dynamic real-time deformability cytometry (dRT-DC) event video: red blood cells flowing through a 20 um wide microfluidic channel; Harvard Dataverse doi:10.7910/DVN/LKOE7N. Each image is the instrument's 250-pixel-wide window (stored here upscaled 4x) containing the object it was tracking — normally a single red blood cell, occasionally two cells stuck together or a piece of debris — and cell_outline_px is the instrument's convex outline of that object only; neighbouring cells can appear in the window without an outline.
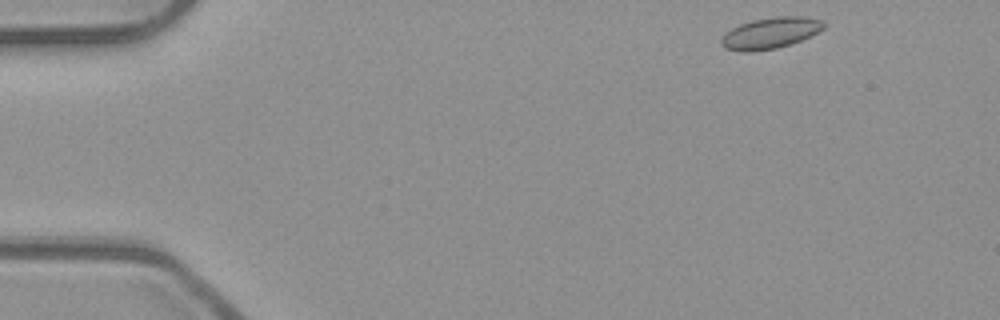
{"species": "common noctule bat (a hibernating species)", "species_latin": "Nyctalus noctula", "temperature_condition": "room temperature", "stored_images_in_passage": 48, "camera_frame_rate_fps": 3000, "um_per_image_px": 0.085, "animal": {"sex": "male", "body_mass_g": 23.1, "forearm_length_mm": 52.7}, "frame": {"image": 1, "passage_image": 1, "time_ms": 0.0, "image_size_px": [1000, 320], "cell_outline_px": [[824, 28], [800, 40], [776, 48], [752, 52], [740, 52], [724, 48], [720, 44], [720, 40], [724, 32], [740, 24], [752, 20], [776, 16], [804, 16], [824, 20]], "centroid_in_image_um": [65.42, 2.8], "position_along_channel_um": 19.6, "area_um2": 18.67}}
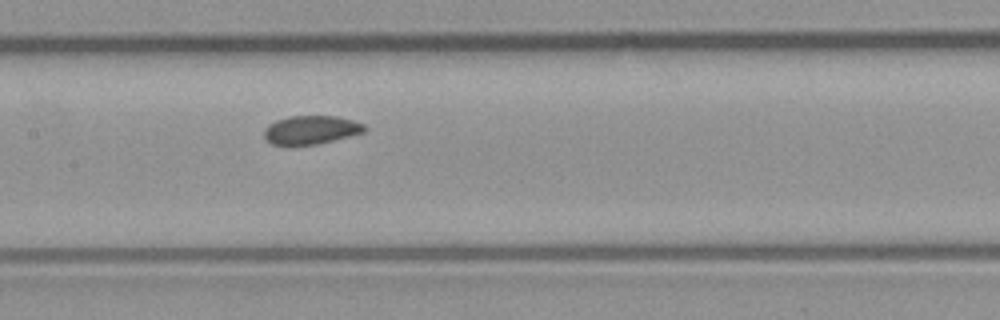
{"frame": {"image": 2, "passage_image": 21, "time_ms": 6.667, "image_size_px": [1000, 320], "cell_outline_px": [[368, 128], [364, 132], [320, 144], [272, 144], [264, 140], [264, 128], [268, 124], [276, 120], [288, 116], [336, 116], [352, 120], [364, 124]], "centroid_in_image_um": [26.43, 11.03], "position_along_channel_um": 181.0, "area_um2": 16.76}}
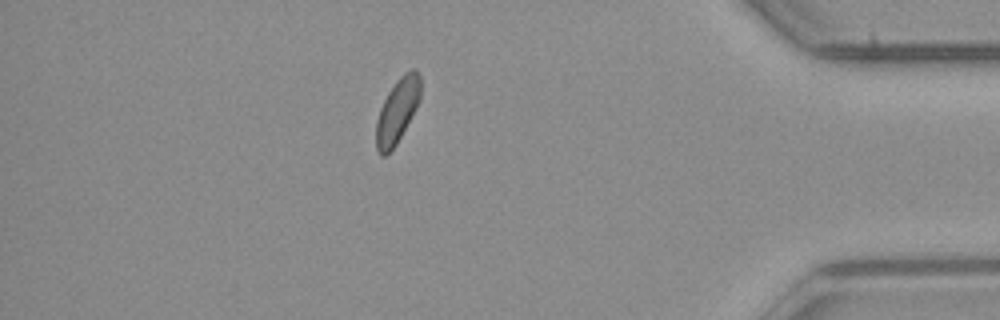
{"frame": {"image": 3, "passage_image": 41, "time_ms": 13.333, "image_size_px": [1000, 320], "cell_outline_px": [[420, 100], [416, 108], [396, 144], [384, 156], [380, 156], [376, 148], [376, 120], [380, 108], [388, 92], [396, 80], [404, 72], [412, 68], [416, 68], [420, 76]], "centroid_in_image_um": [33.77, 9.38], "position_along_channel_um": 401.4, "area_um2": 16.59}, "authors_computed_cell_mechanics": {"area_um2": 17.3111, "velocity_mm_per_s": 3.9272, "shape_relaxation_time_tau1_ms": null, "shape_relaxation_time_tau2_ms": 5.3242, "deformation_change_tau1": null, "deformation_change_tau2": 0.088}}